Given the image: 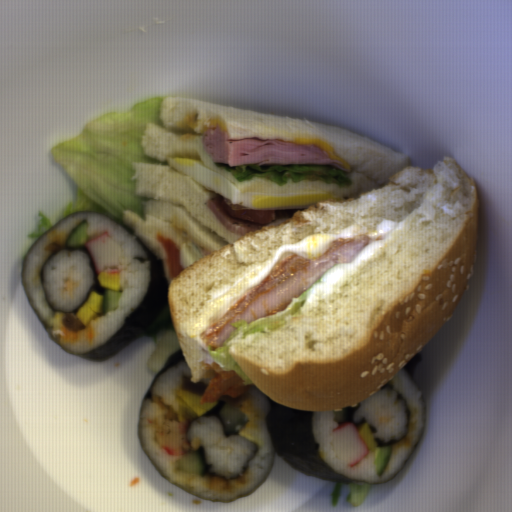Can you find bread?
I'll return each instance as SVG.
<instances>
[{"label": "bread", "instance_id": "2", "mask_svg": "<svg viewBox=\"0 0 512 512\" xmlns=\"http://www.w3.org/2000/svg\"><path fill=\"white\" fill-rule=\"evenodd\" d=\"M161 123L145 129L141 149L158 164L132 162L134 193L145 196L144 219L131 210L121 214L134 234L157 256L164 278L171 282L167 254L159 236L200 247L202 257L232 244L244 235L232 233L209 205L218 193L171 167L168 159H198L204 165L246 192H331L344 201L358 198L388 183L391 174L413 167L408 155L374 139L325 123L285 117L210 102L164 98L159 109ZM220 128L230 139H280L315 144L332 159L345 165L352 178L349 188L333 183L297 182L279 185L266 178L238 181L213 163L203 146L207 130Z\"/></svg>", "mask_w": 512, "mask_h": 512}, {"label": "bread", "instance_id": "1", "mask_svg": "<svg viewBox=\"0 0 512 512\" xmlns=\"http://www.w3.org/2000/svg\"><path fill=\"white\" fill-rule=\"evenodd\" d=\"M389 183L357 198L326 199L273 226L246 233L195 260L168 284L174 334L193 384L216 378L200 359L210 346L200 335L251 291V273L209 302L218 285H231L270 264L275 250L308 235L339 234L348 226L375 232L383 219L395 228L382 250L330 294L305 299L297 316L266 333L225 345L247 377L274 402L305 412H343L387 385L454 315L474 275L480 198L474 178L452 156L433 169L390 174Z\"/></svg>", "mask_w": 512, "mask_h": 512}, {"label": "bread", "instance_id": "3", "mask_svg": "<svg viewBox=\"0 0 512 512\" xmlns=\"http://www.w3.org/2000/svg\"><path fill=\"white\" fill-rule=\"evenodd\" d=\"M298 297H292L290 304L284 310H281V311H278L275 313L276 317L279 316L280 314L284 313L285 311H287L291 306H293L296 303Z\"/></svg>", "mask_w": 512, "mask_h": 512}]
</instances>
